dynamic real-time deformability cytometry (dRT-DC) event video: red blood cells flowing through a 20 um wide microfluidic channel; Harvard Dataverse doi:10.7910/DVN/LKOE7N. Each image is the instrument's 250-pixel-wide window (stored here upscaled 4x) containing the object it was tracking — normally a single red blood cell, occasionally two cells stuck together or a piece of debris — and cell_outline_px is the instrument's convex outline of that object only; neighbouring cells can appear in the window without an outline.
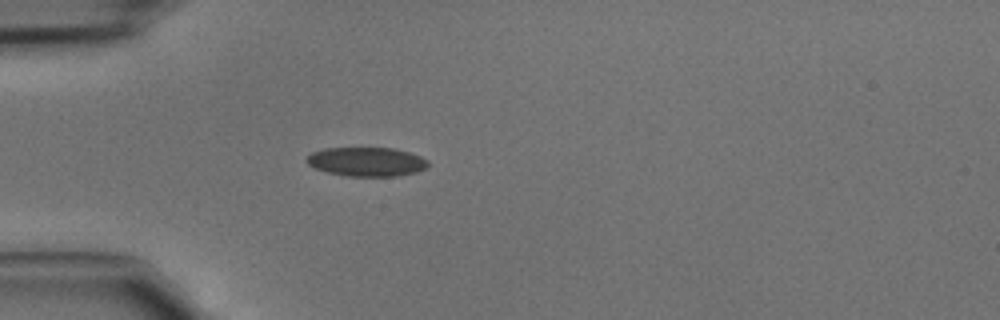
{"species": "common noctule bat (a hibernating species)", "species_latin": "Nyctalus noctula", "temperature_condition": "cold", "stored_images_in_passage": 33, "camera_frame_rate_fps": 3000, "um_per_image_px": 0.085, "animal": {"sex": "male", "body_mass_g": 15.6}, "frame": {"image": 1, "passage_image": 1, "time_ms": 0.0, "image_size_px": [1000, 320], "cell_outline_px": [[428, 164], [424, 168], [416, 172], [396, 176], [348, 176], [328, 172], [316, 168], [308, 164], [304, 160], [312, 152], [324, 148], [392, 148], [408, 152], [420, 156], [428, 160]], "centroid_in_image_um": [31.14, 13.74], "position_along_channel_um": 53.9, "area_um2": 20.4}}
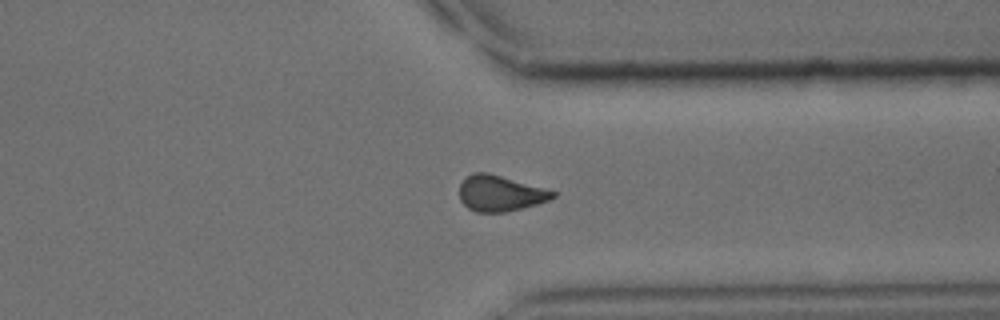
{"frame": {"image": 2, "passage_image": 23, "time_ms": 7.333, "image_size_px": [1000, 320], "cell_outline_px": [[556, 196], [548, 200], [536, 204], [504, 212], [476, 212], [468, 208], [460, 200], [460, 184], [472, 172], [488, 172], [544, 188], [556, 192]], "centroid_in_image_um": [42.49, 16.43], "position_along_channel_um": 368.9, "area_um2": 19.25}}
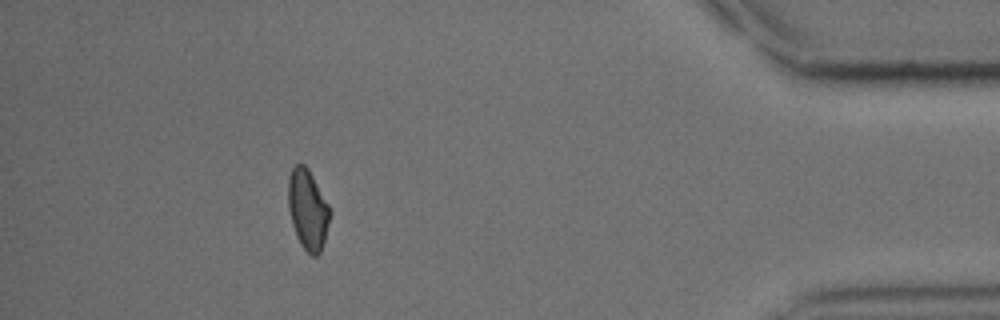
{"frame": {"image": 3, "passage_image": 29, "time_ms": 9.333, "image_size_px": [1000, 320], "cell_outline_px": [[328, 224], [324, 240], [320, 252], [316, 256], [312, 256], [300, 244], [296, 236], [292, 224], [288, 208], [288, 176], [292, 168], [296, 164], [304, 164], [308, 168], [328, 204]], "centroid_in_image_um": [26.12, 17.79], "position_along_channel_um": 409.1, "area_um2": 19.13}}